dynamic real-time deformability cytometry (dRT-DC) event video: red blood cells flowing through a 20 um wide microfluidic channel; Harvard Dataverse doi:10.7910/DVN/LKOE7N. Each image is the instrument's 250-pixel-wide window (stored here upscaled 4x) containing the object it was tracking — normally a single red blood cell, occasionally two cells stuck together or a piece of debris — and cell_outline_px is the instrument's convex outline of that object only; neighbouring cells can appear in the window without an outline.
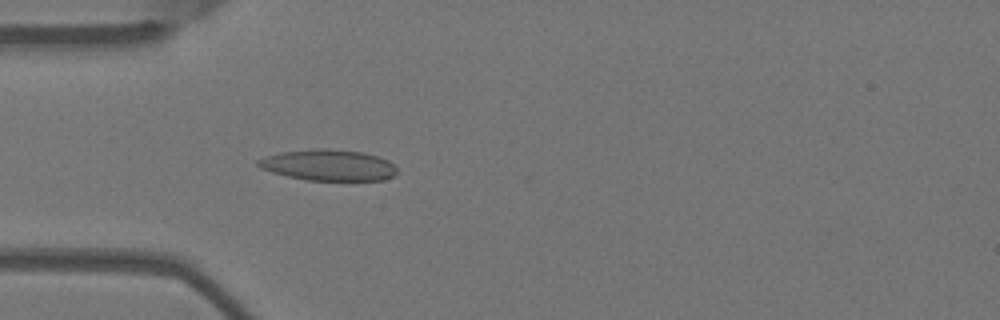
{"species": "Egyptian fruit bat (a non-hibernating species)", "species_latin": "Rousettus aegyptiacus", "temperature_condition": "warm", "stored_images_in_passage": 3, "camera_frame_rate_fps": 3000, "um_per_image_px": 0.085, "animal": {"sex": "female"}, "frame": {"image": 1, "passage_image": 3, "time_ms": 0.667, "image_size_px": [1000, 320], "cell_outline_px": [[396, 176], [384, 180], [308, 180], [288, 176], [272, 172], [260, 168], [256, 164], [256, 160], [264, 156], [280, 152], [312, 148], [328, 148], [364, 152], [388, 160], [396, 168]], "centroid_in_image_um": [27.9, 14.02], "position_along_channel_um": 57.1, "area_um2": 25.37}}